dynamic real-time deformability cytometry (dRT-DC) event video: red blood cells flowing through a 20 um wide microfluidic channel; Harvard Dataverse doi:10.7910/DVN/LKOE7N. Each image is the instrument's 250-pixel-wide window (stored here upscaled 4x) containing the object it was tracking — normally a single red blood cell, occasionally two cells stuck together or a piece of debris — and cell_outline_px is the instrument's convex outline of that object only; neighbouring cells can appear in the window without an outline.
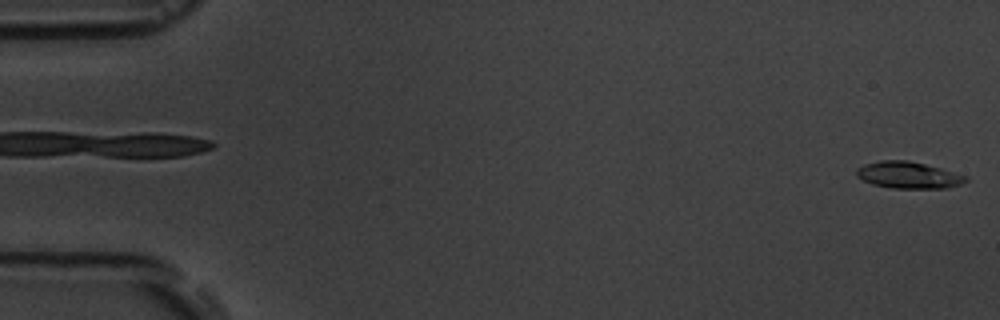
{"species": "common noctule bat (a hibernating species)", "species_latin": "Nyctalus noctula", "temperature_condition": "room temperature", "stored_images_in_passage": 5, "segment_of_instrument_passage": [2, 2], "camera_frame_rate_fps": 3000, "um_per_image_px": 0.085, "animal": {"sex": "male", "body_mass_g": 19.5, "forearm_length_mm": 54.6}, "frame": {"image": 1, "passage_image": 5, "time_ms": 5.333, "image_size_px": [1000, 320], "cell_outline_px": [[968, 180], [960, 184], [944, 188], [892, 188], [872, 184], [856, 176], [856, 168], [864, 164], [880, 160], [908, 160], [940, 168], [968, 176]], "centroid_in_image_um": [77.19, 14.87], "position_along_channel_um": 7.8, "area_um2": 16.94}}